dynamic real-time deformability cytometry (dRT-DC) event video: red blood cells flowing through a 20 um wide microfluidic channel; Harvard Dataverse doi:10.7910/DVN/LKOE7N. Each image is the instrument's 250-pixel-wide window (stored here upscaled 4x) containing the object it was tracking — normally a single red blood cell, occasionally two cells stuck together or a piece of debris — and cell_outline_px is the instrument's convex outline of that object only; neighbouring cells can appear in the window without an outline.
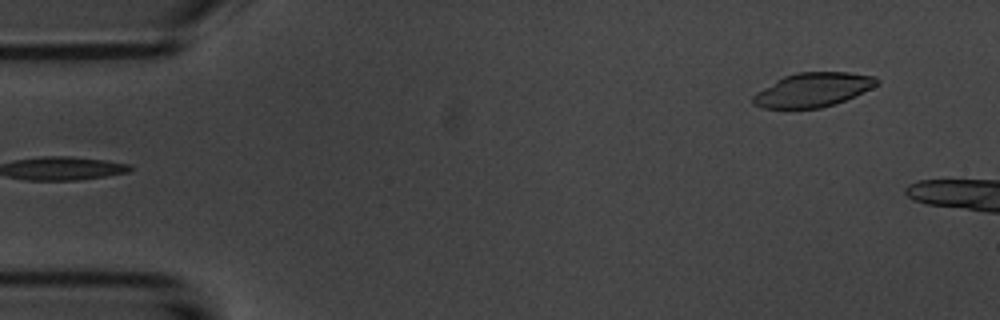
{"species": "common noctule bat (a hibernating species)", "species_latin": "Nyctalus noctula", "temperature_condition": "room temperature", "stored_images_in_passage": 12, "camera_frame_rate_fps": 3000, "um_per_image_px": 0.085, "animal": {"sex": "male", "body_mass_g": 20.1, "forearm_length_mm": 53.5}, "frame": {"image": 1, "passage_image": 1, "time_ms": 0.0, "image_size_px": [1000, 320], "cell_outline_px": [[880, 84], [856, 96], [836, 104], [820, 108], [764, 108], [752, 104], [752, 96], [756, 92], [776, 80], [784, 76], [796, 72], [848, 72], [876, 76], [880, 80]], "centroid_in_image_um": [69.13, 7.63], "position_along_channel_um": 15.9, "area_um2": 24.85}}